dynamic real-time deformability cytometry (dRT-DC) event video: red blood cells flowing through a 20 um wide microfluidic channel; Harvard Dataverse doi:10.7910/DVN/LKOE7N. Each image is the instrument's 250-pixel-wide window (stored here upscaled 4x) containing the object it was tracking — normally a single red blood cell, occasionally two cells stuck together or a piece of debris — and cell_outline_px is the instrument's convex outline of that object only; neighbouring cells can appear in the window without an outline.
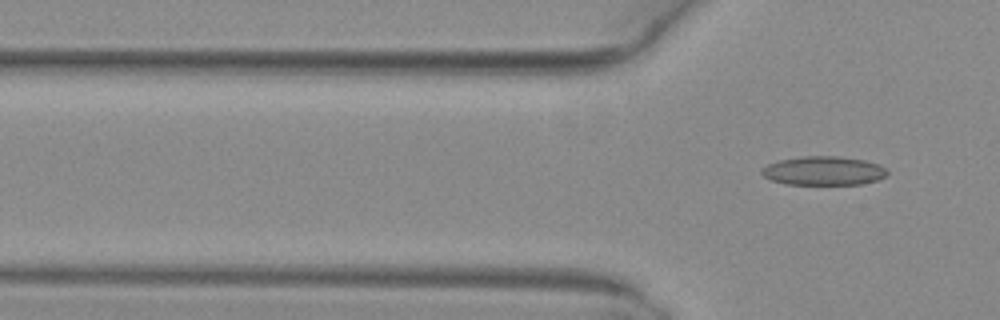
{"species": "common noctule bat (a hibernating species)", "species_latin": "Nyctalus noctula", "temperature_condition": "warm", "stored_images_in_passage": 2, "camera_frame_rate_fps": 3000, "um_per_image_px": 0.085, "animal": {"sex": "female", "body_mass_g": 29.2, "forearm_length_mm": 56.3}, "frame": {"image": 1, "passage_image": 2, "time_ms": 0.333, "image_size_px": [1000, 320], "cell_outline_px": [[888, 176], [876, 180], [860, 184], [788, 184], [772, 180], [764, 176], [760, 172], [760, 168], [768, 164], [780, 160], [804, 156], [840, 156], [864, 160], [880, 164], [888, 172]], "centroid_in_image_um": [70.01, 14.51], "position_along_channel_um": 55.8, "area_um2": 21.1}}